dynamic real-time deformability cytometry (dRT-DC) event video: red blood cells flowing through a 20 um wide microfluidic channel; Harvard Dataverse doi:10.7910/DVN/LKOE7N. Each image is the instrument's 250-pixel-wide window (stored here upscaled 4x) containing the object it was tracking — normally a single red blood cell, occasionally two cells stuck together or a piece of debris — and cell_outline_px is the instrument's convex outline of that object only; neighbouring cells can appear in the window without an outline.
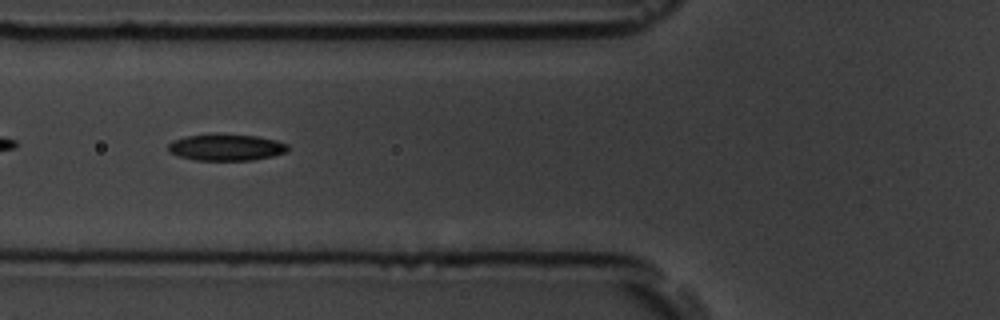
{"species": "common noctule bat (a hibernating species)", "species_latin": "Nyctalus noctula", "temperature_condition": "room temperature", "stored_images_in_passage": 38, "camera_frame_rate_fps": 3000, "um_per_image_px": 0.085, "animal": {"sex": "male", "body_mass_g": 19.5, "forearm_length_mm": 54.6}, "frame": {"image": 1, "passage_image": 6, "time_ms": 1.667, "image_size_px": [1000, 320], "cell_outline_px": [[288, 148], [284, 152], [272, 156], [252, 160], [196, 160], [180, 156], [168, 152], [168, 144], [172, 140], [184, 136], [216, 132], [256, 136], [276, 140], [288, 144]], "centroid_in_image_um": [19.17, 12.49], "position_along_channel_um": 106.6, "area_um2": 18.84}, "authors_computed_cell_mechanics": {"area_um2": 18.1492, "velocity_mm_per_s": 3.5561, "shape_relaxation_time_tau1_ms": 4.1292, "shape_relaxation_time_tau2_ms": 3.381, "deformation_change_tau1": 0.1373, "deformation_change_tau2": 0.0926}}